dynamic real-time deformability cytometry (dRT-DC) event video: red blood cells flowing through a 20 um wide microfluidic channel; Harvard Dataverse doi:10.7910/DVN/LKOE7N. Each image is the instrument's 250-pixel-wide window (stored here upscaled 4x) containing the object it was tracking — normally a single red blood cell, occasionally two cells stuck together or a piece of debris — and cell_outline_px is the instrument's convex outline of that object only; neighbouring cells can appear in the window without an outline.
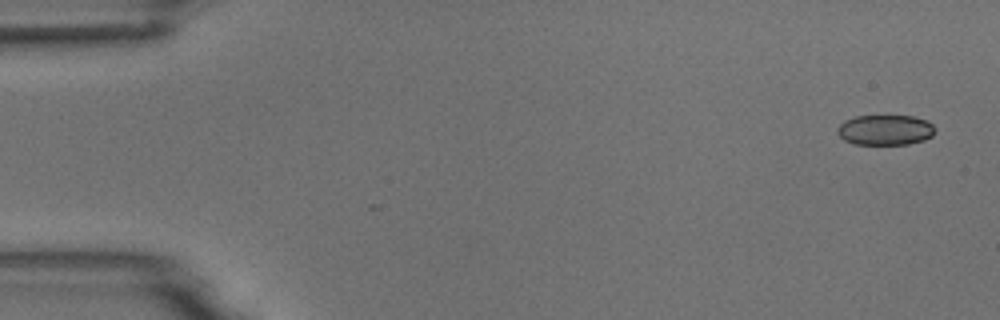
{"species": "common noctule bat (a hibernating species)", "species_latin": "Nyctalus noctula", "temperature_condition": "room temperature", "stored_images_in_passage": 5, "camera_frame_rate_fps": 3000, "um_per_image_px": 0.085, "animal": {"sex": "male", "body_mass_g": 18.8}, "frame": {"image": 1, "passage_image": 1, "time_ms": 0.0, "image_size_px": [1000, 320], "cell_outline_px": [[936, 128], [932, 136], [924, 140], [908, 144], [856, 144], [844, 140], [836, 132], [836, 128], [844, 120], [856, 116], [912, 116], [924, 120], [932, 124]], "centroid_in_image_um": [75.23, 11.05], "position_along_channel_um": 9.8, "area_um2": 17.22}}
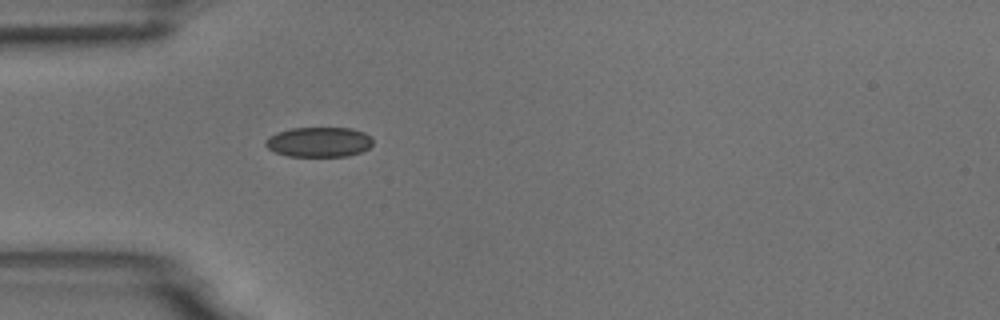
{"frame": {"image": 2, "passage_image": 5, "time_ms": 4.667, "image_size_px": [1000, 320], "cell_outline_px": [[372, 144], [368, 148], [360, 152], [348, 156], [288, 156], [276, 152], [268, 148], [264, 144], [264, 140], [268, 136], [276, 132], [292, 128], [352, 128], [364, 132], [372, 136]], "centroid_in_image_um": [27.1, 12.06], "position_along_channel_um": 57.9, "area_um2": 18.84}}